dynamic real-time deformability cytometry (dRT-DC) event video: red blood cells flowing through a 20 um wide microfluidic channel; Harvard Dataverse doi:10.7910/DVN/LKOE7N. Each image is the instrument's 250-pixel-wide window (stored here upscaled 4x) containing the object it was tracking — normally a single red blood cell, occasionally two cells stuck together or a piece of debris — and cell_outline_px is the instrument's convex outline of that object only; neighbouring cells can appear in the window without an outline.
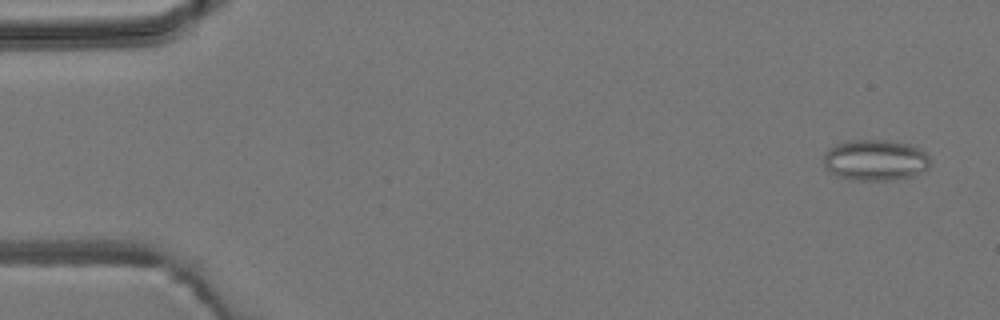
{"species": "common noctule bat (a hibernating species)", "species_latin": "Nyctalus noctula", "temperature_condition": "room temperature", "stored_images_in_passage": 4, "camera_frame_rate_fps": 3000, "um_per_image_px": 0.085, "animal": {"sex": "male", "body_mass_g": 19.2, "forearm_length_mm": 51.8}, "frame": {"image": 1, "passage_image": 1, "time_ms": 0.0, "image_size_px": [1000, 320], "cell_outline_px": [[932, 164], [924, 172], [912, 176], [892, 180], [852, 180], [836, 176], [828, 172], [824, 168], [824, 152], [828, 148], [844, 140], [888, 140], [908, 144], [920, 148], [932, 160]], "centroid_in_image_um": [74.39, 13.61], "position_along_channel_um": 10.6, "area_um2": 26.07}}
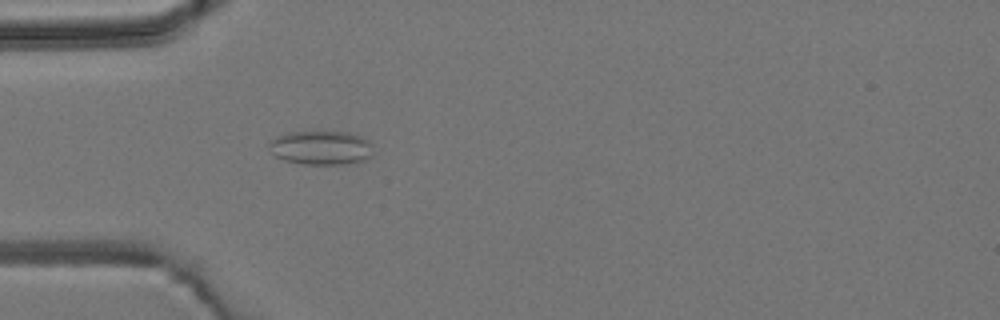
{"frame": {"image": 2, "passage_image": 4, "time_ms": 4.333, "image_size_px": [1000, 320], "cell_outline_px": [[372, 156], [364, 160], [344, 164], [300, 164], [284, 160], [276, 156], [268, 148], [268, 140], [276, 136], [288, 132], [348, 132], [360, 136], [368, 140], [372, 144]], "centroid_in_image_um": [27.26, 12.55], "position_along_channel_um": 57.7, "area_um2": 20.81}}